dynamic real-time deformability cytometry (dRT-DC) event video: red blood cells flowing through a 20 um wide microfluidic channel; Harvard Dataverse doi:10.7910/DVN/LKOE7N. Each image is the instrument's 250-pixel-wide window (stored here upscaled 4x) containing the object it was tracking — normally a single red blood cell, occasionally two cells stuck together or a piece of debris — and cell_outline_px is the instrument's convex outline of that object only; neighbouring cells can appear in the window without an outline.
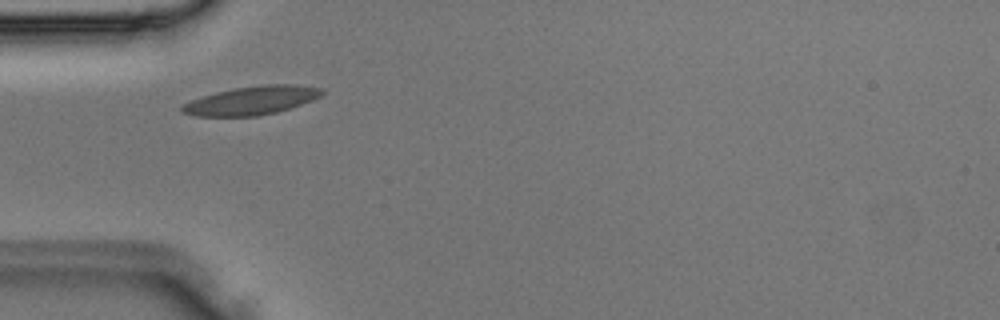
{"species": "Egyptian fruit bat (a non-hibernating species)", "species_latin": "Rousettus aegyptiacus", "temperature_condition": "room temperature", "stored_images_in_passage": 4, "camera_frame_rate_fps": 3000, "um_per_image_px": 0.085, "animal": {"sex": "male"}, "frame": {"image": 1, "passage_image": 3, "time_ms": 0.667, "image_size_px": [1000, 320], "cell_outline_px": [[328, 92], [312, 100], [276, 112], [256, 116], [196, 116], [184, 112], [180, 108], [184, 104], [192, 100], [216, 92], [236, 88], [264, 84], [292, 84], [324, 88]], "centroid_in_image_um": [21.45, 8.53], "position_along_channel_um": 63.5, "area_um2": 23.0}}